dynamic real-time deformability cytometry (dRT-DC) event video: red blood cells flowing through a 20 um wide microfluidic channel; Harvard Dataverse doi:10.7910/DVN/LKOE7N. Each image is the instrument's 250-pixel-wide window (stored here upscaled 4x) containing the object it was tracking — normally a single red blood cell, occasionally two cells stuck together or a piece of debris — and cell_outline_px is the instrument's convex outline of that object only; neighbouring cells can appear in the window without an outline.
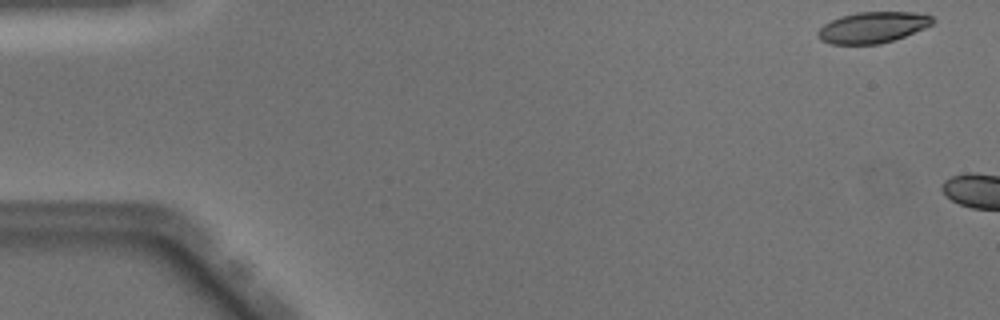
{"species": "Egyptian fruit bat (a non-hibernating species)", "species_latin": "Rousettus aegyptiacus", "temperature_condition": "warm", "stored_images_in_passage": 5, "camera_frame_rate_fps": 3000, "um_per_image_px": 0.085, "animal": {"sex": "male"}, "frame": {"image": 1, "passage_image": 1, "time_ms": 0.0, "image_size_px": [1000, 320], "cell_outline_px": [[936, 20], [932, 24], [924, 28], [904, 36], [880, 44], [832, 44], [820, 40], [816, 36], [816, 32], [824, 24], [840, 16], [856, 12], [924, 12], [932, 16]], "centroid_in_image_um": [74.18, 2.31], "position_along_channel_um": 10.8, "area_um2": 20.92}}